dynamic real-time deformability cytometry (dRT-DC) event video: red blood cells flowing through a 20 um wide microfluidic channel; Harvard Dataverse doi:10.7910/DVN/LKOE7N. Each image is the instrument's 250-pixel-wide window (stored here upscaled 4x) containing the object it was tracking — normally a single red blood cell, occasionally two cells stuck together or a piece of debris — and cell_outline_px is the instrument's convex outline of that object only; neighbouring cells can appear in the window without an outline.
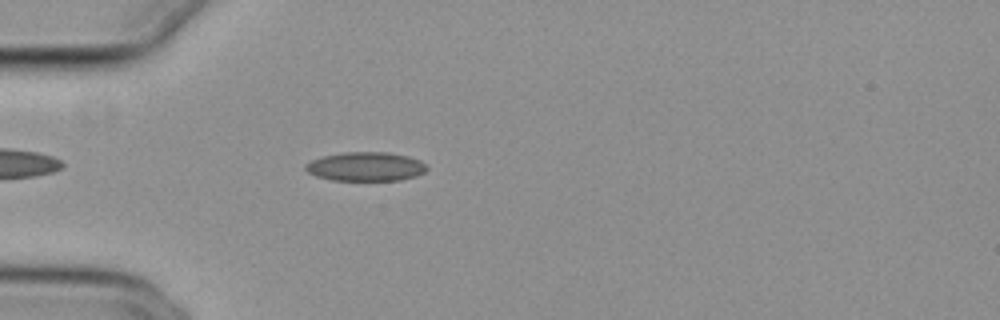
{"species": "common noctule bat (a hibernating species)", "species_latin": "Nyctalus noctula", "temperature_condition": "cold", "stored_images_in_passage": 43, "camera_frame_rate_fps": 3000, "um_per_image_px": 0.085, "animal": {"sex": "female", "body_mass_g": 29.2, "forearm_length_mm": 56.3}, "frame": {"image": 1, "passage_image": 5, "time_ms": 1.333, "image_size_px": [1000, 320], "cell_outline_px": [[428, 168], [424, 172], [416, 176], [400, 180], [332, 180], [316, 176], [308, 172], [304, 168], [304, 164], [312, 160], [324, 156], [344, 152], [388, 152], [408, 156], [420, 160]], "centroid_in_image_um": [31.08, 14.15], "position_along_channel_um": 53.9, "area_um2": 20.46}}
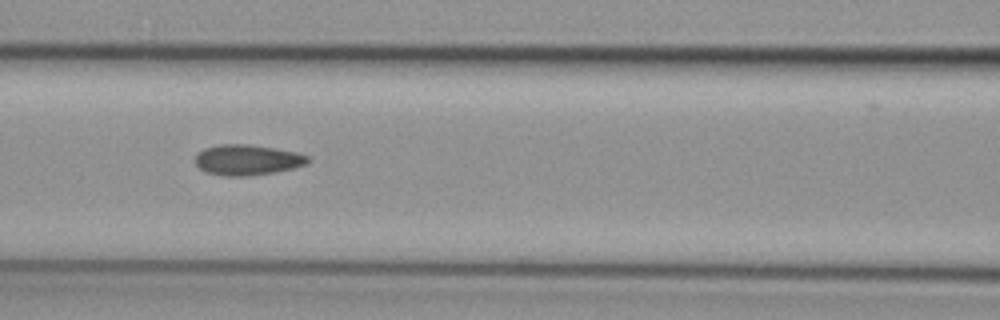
{"frame": {"image": 2, "passage_image": 13, "time_ms": 4.0, "image_size_px": [1000, 320], "cell_outline_px": [[312, 160], [308, 164], [292, 168], [272, 172], [248, 176], [224, 176], [204, 172], [196, 164], [196, 156], [204, 148], [220, 144], [248, 144], [276, 148], [296, 152], [308, 156]], "centroid_in_image_um": [21.04, 13.59], "position_along_channel_um": 145.6, "area_um2": 20.06}}
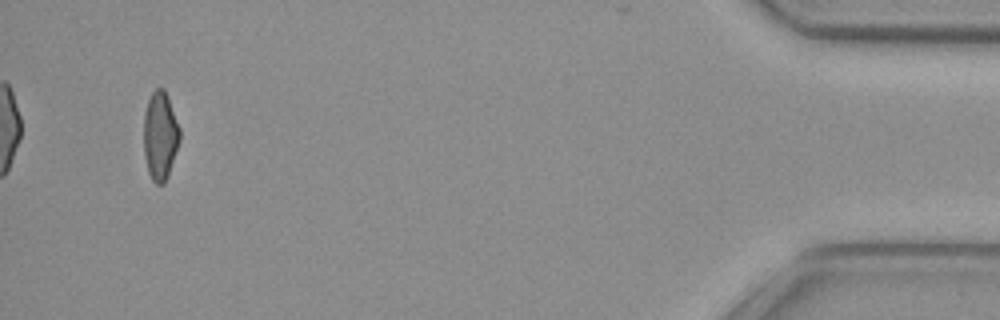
{"frame": {"image": 3, "passage_image": 41, "time_ms": 13.333, "image_size_px": [1000, 320], "cell_outline_px": [[180, 140], [168, 176], [164, 184], [156, 184], [152, 180], [148, 172], [144, 156], [144, 112], [148, 100], [152, 92], [156, 88], [164, 88], [168, 96], [180, 128]], "centroid_in_image_um": [13.61, 11.54], "position_along_channel_um": 421.6, "area_um2": 18.73}, "authors_computed_cell_mechanics": {"area_um2": 19.5942, "velocity_mm_per_s": 3.801, "shape_relaxation_time_tau1_ms": 9.151, "shape_relaxation_time_tau2_ms": 2.2579, "deformation_change_tau1": 0.1653, "deformation_change_tau2": 0.078}}